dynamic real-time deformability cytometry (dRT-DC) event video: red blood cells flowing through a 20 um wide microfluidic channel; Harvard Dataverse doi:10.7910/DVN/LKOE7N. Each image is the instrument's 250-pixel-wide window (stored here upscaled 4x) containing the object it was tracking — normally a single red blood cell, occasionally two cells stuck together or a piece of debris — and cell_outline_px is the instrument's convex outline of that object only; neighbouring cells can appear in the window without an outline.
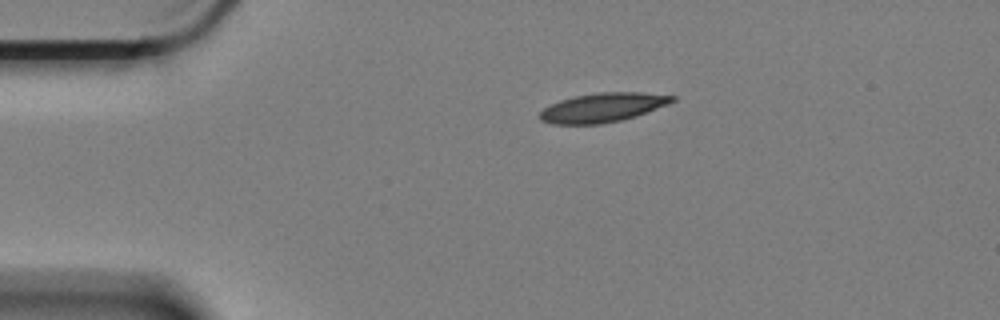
{"species": "Egyptian fruit bat (a non-hibernating species)", "species_latin": "Rousettus aegyptiacus", "temperature_condition": "cold", "stored_images_in_passage": 35, "camera_frame_rate_fps": 3000, "um_per_image_px": 0.085, "animal": {"sex": "female"}, "frame": {"image": 1, "passage_image": 1, "time_ms": 0.0, "image_size_px": [1000, 320], "cell_outline_px": [[676, 100], [668, 104], [636, 116], [620, 120], [600, 124], [552, 124], [540, 120], [540, 112], [544, 108], [560, 100], [576, 96], [600, 92], [640, 92], [676, 96]], "centroid_in_image_um": [51.24, 9.14], "position_along_channel_um": 33.8, "area_um2": 22.31}}
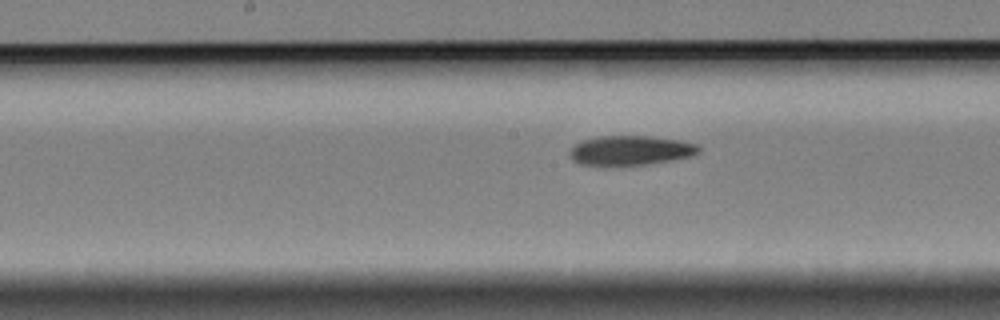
{"frame": {"image": 2, "passage_image": 19, "time_ms": 6.0, "image_size_px": [1000, 320], "cell_outline_px": [[700, 152], [692, 156], [644, 164], [580, 164], [572, 160], [568, 152], [580, 140], [600, 136], [648, 136], [680, 140], [696, 144], [700, 148]], "centroid_in_image_um": [53.58, 12.76], "position_along_channel_um": 194.6, "area_um2": 21.79}}
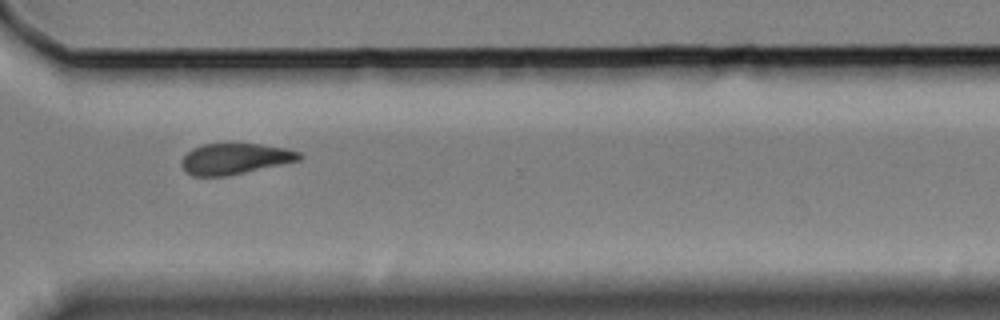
{"frame": {"image": 3, "passage_image": 33, "time_ms": 10.667, "image_size_px": [1000, 320], "cell_outline_px": [[304, 156], [300, 160], [228, 176], [192, 176], [184, 172], [180, 164], [180, 160], [192, 148], [204, 144], [260, 144], [288, 148], [300, 152]], "centroid_in_image_um": [19.96, 13.5], "position_along_channel_um": 350.6, "area_um2": 21.39}}